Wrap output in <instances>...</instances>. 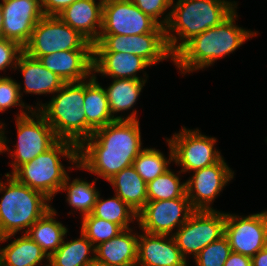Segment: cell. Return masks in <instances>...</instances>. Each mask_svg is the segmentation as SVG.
<instances>
[{
    "instance_id": "6da1fadb",
    "label": "cell",
    "mask_w": 267,
    "mask_h": 266,
    "mask_svg": "<svg viewBox=\"0 0 267 266\" xmlns=\"http://www.w3.org/2000/svg\"><path fill=\"white\" fill-rule=\"evenodd\" d=\"M138 120H115L93 132L78 147L76 168L105 180L133 165L143 150Z\"/></svg>"
},
{
    "instance_id": "7a4b0ae2",
    "label": "cell",
    "mask_w": 267,
    "mask_h": 266,
    "mask_svg": "<svg viewBox=\"0 0 267 266\" xmlns=\"http://www.w3.org/2000/svg\"><path fill=\"white\" fill-rule=\"evenodd\" d=\"M236 9L220 24L189 40L175 55L174 64L181 73L206 68L219 58L233 53L256 32L235 24Z\"/></svg>"
},
{
    "instance_id": "3957f363",
    "label": "cell",
    "mask_w": 267,
    "mask_h": 266,
    "mask_svg": "<svg viewBox=\"0 0 267 266\" xmlns=\"http://www.w3.org/2000/svg\"><path fill=\"white\" fill-rule=\"evenodd\" d=\"M236 6L227 0H172L171 11L163 19L170 52L175 55L194 36L220 24Z\"/></svg>"
},
{
    "instance_id": "277c9868",
    "label": "cell",
    "mask_w": 267,
    "mask_h": 266,
    "mask_svg": "<svg viewBox=\"0 0 267 266\" xmlns=\"http://www.w3.org/2000/svg\"><path fill=\"white\" fill-rule=\"evenodd\" d=\"M4 175L8 186L0 180V192H5L0 200V243L18 231L27 233L52 208L48 204L51 200L44 194L20 183L13 175Z\"/></svg>"
},
{
    "instance_id": "5b68a950",
    "label": "cell",
    "mask_w": 267,
    "mask_h": 266,
    "mask_svg": "<svg viewBox=\"0 0 267 266\" xmlns=\"http://www.w3.org/2000/svg\"><path fill=\"white\" fill-rule=\"evenodd\" d=\"M47 104L35 107L52 127L60 140L80 146L87 139L84 106L85 80L64 83Z\"/></svg>"
},
{
    "instance_id": "8992f818",
    "label": "cell",
    "mask_w": 267,
    "mask_h": 266,
    "mask_svg": "<svg viewBox=\"0 0 267 266\" xmlns=\"http://www.w3.org/2000/svg\"><path fill=\"white\" fill-rule=\"evenodd\" d=\"M60 155L68 158L72 165H78V146L59 139L51 148L20 166L12 175L20 183L52 200V197L61 191L68 176L60 161Z\"/></svg>"
},
{
    "instance_id": "52a82bcc",
    "label": "cell",
    "mask_w": 267,
    "mask_h": 266,
    "mask_svg": "<svg viewBox=\"0 0 267 266\" xmlns=\"http://www.w3.org/2000/svg\"><path fill=\"white\" fill-rule=\"evenodd\" d=\"M16 125L18 141L14 151L7 146L6 142L8 141L5 131L2 129V153L10 151L9 153L14 159L11 161L13 171L7 173L9 175H12L23 164L47 151L59 140L44 116L34 108L31 112L21 109L20 115L18 114L16 117Z\"/></svg>"
},
{
    "instance_id": "ba28073f",
    "label": "cell",
    "mask_w": 267,
    "mask_h": 266,
    "mask_svg": "<svg viewBox=\"0 0 267 266\" xmlns=\"http://www.w3.org/2000/svg\"><path fill=\"white\" fill-rule=\"evenodd\" d=\"M23 49L29 56L38 59L58 51L93 49V45L59 17L43 16Z\"/></svg>"
},
{
    "instance_id": "9c48e42d",
    "label": "cell",
    "mask_w": 267,
    "mask_h": 266,
    "mask_svg": "<svg viewBox=\"0 0 267 266\" xmlns=\"http://www.w3.org/2000/svg\"><path fill=\"white\" fill-rule=\"evenodd\" d=\"M226 213L213 210H195L189 219L171 235L186 259L195 258L210 243L225 235Z\"/></svg>"
},
{
    "instance_id": "30bf717a",
    "label": "cell",
    "mask_w": 267,
    "mask_h": 266,
    "mask_svg": "<svg viewBox=\"0 0 267 266\" xmlns=\"http://www.w3.org/2000/svg\"><path fill=\"white\" fill-rule=\"evenodd\" d=\"M93 52H127L140 56L151 66L172 58L165 38V27L159 25L153 32L140 35H100L93 44Z\"/></svg>"
},
{
    "instance_id": "8fae6325",
    "label": "cell",
    "mask_w": 267,
    "mask_h": 266,
    "mask_svg": "<svg viewBox=\"0 0 267 266\" xmlns=\"http://www.w3.org/2000/svg\"><path fill=\"white\" fill-rule=\"evenodd\" d=\"M172 146L173 161L183 169L179 171H196L214 163L221 158L220 152L214 147L217 139L200 133V130L182 128L172 138L166 139Z\"/></svg>"
},
{
    "instance_id": "7c38bea8",
    "label": "cell",
    "mask_w": 267,
    "mask_h": 266,
    "mask_svg": "<svg viewBox=\"0 0 267 266\" xmlns=\"http://www.w3.org/2000/svg\"><path fill=\"white\" fill-rule=\"evenodd\" d=\"M194 211L185 194L181 198L148 201L137 214V221L143 232L169 237L173 229H179Z\"/></svg>"
},
{
    "instance_id": "4fadbf2b",
    "label": "cell",
    "mask_w": 267,
    "mask_h": 266,
    "mask_svg": "<svg viewBox=\"0 0 267 266\" xmlns=\"http://www.w3.org/2000/svg\"><path fill=\"white\" fill-rule=\"evenodd\" d=\"M159 24L131 0H104L100 35H140L153 32Z\"/></svg>"
},
{
    "instance_id": "5bb4252c",
    "label": "cell",
    "mask_w": 267,
    "mask_h": 266,
    "mask_svg": "<svg viewBox=\"0 0 267 266\" xmlns=\"http://www.w3.org/2000/svg\"><path fill=\"white\" fill-rule=\"evenodd\" d=\"M225 236L233 252L253 257L267 246V211L246 217L226 213Z\"/></svg>"
},
{
    "instance_id": "9a60e30c",
    "label": "cell",
    "mask_w": 267,
    "mask_h": 266,
    "mask_svg": "<svg viewBox=\"0 0 267 266\" xmlns=\"http://www.w3.org/2000/svg\"><path fill=\"white\" fill-rule=\"evenodd\" d=\"M234 177L223 157L205 168L194 171L186 182V195L195 210H213L210 205Z\"/></svg>"
},
{
    "instance_id": "2e32d148",
    "label": "cell",
    "mask_w": 267,
    "mask_h": 266,
    "mask_svg": "<svg viewBox=\"0 0 267 266\" xmlns=\"http://www.w3.org/2000/svg\"><path fill=\"white\" fill-rule=\"evenodd\" d=\"M3 38L24 48L38 21L44 16L40 0H2Z\"/></svg>"
},
{
    "instance_id": "e0dca14e",
    "label": "cell",
    "mask_w": 267,
    "mask_h": 266,
    "mask_svg": "<svg viewBox=\"0 0 267 266\" xmlns=\"http://www.w3.org/2000/svg\"><path fill=\"white\" fill-rule=\"evenodd\" d=\"M38 60L64 83L81 82L93 75V49L58 51Z\"/></svg>"
},
{
    "instance_id": "ac0fdd59",
    "label": "cell",
    "mask_w": 267,
    "mask_h": 266,
    "mask_svg": "<svg viewBox=\"0 0 267 266\" xmlns=\"http://www.w3.org/2000/svg\"><path fill=\"white\" fill-rule=\"evenodd\" d=\"M144 232L138 236V258L136 266H188L171 235Z\"/></svg>"
},
{
    "instance_id": "d6986e66",
    "label": "cell",
    "mask_w": 267,
    "mask_h": 266,
    "mask_svg": "<svg viewBox=\"0 0 267 266\" xmlns=\"http://www.w3.org/2000/svg\"><path fill=\"white\" fill-rule=\"evenodd\" d=\"M103 2L104 0L97 3L95 0H77L57 17L93 45L98 41L102 30Z\"/></svg>"
},
{
    "instance_id": "ffe728a7",
    "label": "cell",
    "mask_w": 267,
    "mask_h": 266,
    "mask_svg": "<svg viewBox=\"0 0 267 266\" xmlns=\"http://www.w3.org/2000/svg\"><path fill=\"white\" fill-rule=\"evenodd\" d=\"M149 66L140 56L127 52H93V72L113 79L147 80L136 74Z\"/></svg>"
},
{
    "instance_id": "44dd1931",
    "label": "cell",
    "mask_w": 267,
    "mask_h": 266,
    "mask_svg": "<svg viewBox=\"0 0 267 266\" xmlns=\"http://www.w3.org/2000/svg\"><path fill=\"white\" fill-rule=\"evenodd\" d=\"M124 229L117 236L95 247V259L109 266H136L138 258V234Z\"/></svg>"
},
{
    "instance_id": "7402d4cb",
    "label": "cell",
    "mask_w": 267,
    "mask_h": 266,
    "mask_svg": "<svg viewBox=\"0 0 267 266\" xmlns=\"http://www.w3.org/2000/svg\"><path fill=\"white\" fill-rule=\"evenodd\" d=\"M16 69H20L24 77V92L31 94H55L64 82L54 73L44 67L41 62L22 52L18 58Z\"/></svg>"
},
{
    "instance_id": "603a6c76",
    "label": "cell",
    "mask_w": 267,
    "mask_h": 266,
    "mask_svg": "<svg viewBox=\"0 0 267 266\" xmlns=\"http://www.w3.org/2000/svg\"><path fill=\"white\" fill-rule=\"evenodd\" d=\"M96 75L85 80L84 106L87 122V139L94 131L114 122L116 119L111 115L105 90L98 81Z\"/></svg>"
},
{
    "instance_id": "cb8c5ba5",
    "label": "cell",
    "mask_w": 267,
    "mask_h": 266,
    "mask_svg": "<svg viewBox=\"0 0 267 266\" xmlns=\"http://www.w3.org/2000/svg\"><path fill=\"white\" fill-rule=\"evenodd\" d=\"M108 182L114 187L115 195L137 214L148 202L147 183L140 177L133 166L122 169Z\"/></svg>"
},
{
    "instance_id": "d4e9b609",
    "label": "cell",
    "mask_w": 267,
    "mask_h": 266,
    "mask_svg": "<svg viewBox=\"0 0 267 266\" xmlns=\"http://www.w3.org/2000/svg\"><path fill=\"white\" fill-rule=\"evenodd\" d=\"M145 82L146 80L113 79L112 84L108 88H104L113 118L116 120H138L136 110L124 118L122 115L115 117L114 114L130 110L134 106Z\"/></svg>"
},
{
    "instance_id": "484cf974",
    "label": "cell",
    "mask_w": 267,
    "mask_h": 266,
    "mask_svg": "<svg viewBox=\"0 0 267 266\" xmlns=\"http://www.w3.org/2000/svg\"><path fill=\"white\" fill-rule=\"evenodd\" d=\"M57 212L54 208L40 217L26 233L44 253L50 257L61 245L68 232L67 227L56 221Z\"/></svg>"
},
{
    "instance_id": "4316f807",
    "label": "cell",
    "mask_w": 267,
    "mask_h": 266,
    "mask_svg": "<svg viewBox=\"0 0 267 266\" xmlns=\"http://www.w3.org/2000/svg\"><path fill=\"white\" fill-rule=\"evenodd\" d=\"M45 258L49 261L41 247L26 233L0 248V266H37Z\"/></svg>"
},
{
    "instance_id": "83f0119b",
    "label": "cell",
    "mask_w": 267,
    "mask_h": 266,
    "mask_svg": "<svg viewBox=\"0 0 267 266\" xmlns=\"http://www.w3.org/2000/svg\"><path fill=\"white\" fill-rule=\"evenodd\" d=\"M81 238L67 241L63 240L62 245L49 257V266H88L95 255L94 245L81 232Z\"/></svg>"
},
{
    "instance_id": "f1b7e54d",
    "label": "cell",
    "mask_w": 267,
    "mask_h": 266,
    "mask_svg": "<svg viewBox=\"0 0 267 266\" xmlns=\"http://www.w3.org/2000/svg\"><path fill=\"white\" fill-rule=\"evenodd\" d=\"M69 181L70 178L67 176L61 187V190L67 191V202L71 208L74 207L76 211L79 210L82 216L91 214L99 195L95 181L89 183L78 178L73 179L72 182Z\"/></svg>"
},
{
    "instance_id": "f546056e",
    "label": "cell",
    "mask_w": 267,
    "mask_h": 266,
    "mask_svg": "<svg viewBox=\"0 0 267 266\" xmlns=\"http://www.w3.org/2000/svg\"><path fill=\"white\" fill-rule=\"evenodd\" d=\"M101 199L99 193L92 212L95 217L115 223L123 230L129 228V222H133V219H137V213L117 195L110 199Z\"/></svg>"
},
{
    "instance_id": "4dcf8cb0",
    "label": "cell",
    "mask_w": 267,
    "mask_h": 266,
    "mask_svg": "<svg viewBox=\"0 0 267 266\" xmlns=\"http://www.w3.org/2000/svg\"><path fill=\"white\" fill-rule=\"evenodd\" d=\"M167 142L170 147V157L168 160L159 150L144 148L133 161L132 166L146 183L163 174L169 169L168 165L173 162L172 146L168 140Z\"/></svg>"
},
{
    "instance_id": "1f68e13d",
    "label": "cell",
    "mask_w": 267,
    "mask_h": 266,
    "mask_svg": "<svg viewBox=\"0 0 267 266\" xmlns=\"http://www.w3.org/2000/svg\"><path fill=\"white\" fill-rule=\"evenodd\" d=\"M185 194L186 182L181 184L180 178L170 169L147 183L148 201L181 198Z\"/></svg>"
},
{
    "instance_id": "d6a6232c",
    "label": "cell",
    "mask_w": 267,
    "mask_h": 266,
    "mask_svg": "<svg viewBox=\"0 0 267 266\" xmlns=\"http://www.w3.org/2000/svg\"><path fill=\"white\" fill-rule=\"evenodd\" d=\"M123 229L112 222L95 217L92 213L82 216L81 232L94 245L110 240L121 233Z\"/></svg>"
},
{
    "instance_id": "836d02e7",
    "label": "cell",
    "mask_w": 267,
    "mask_h": 266,
    "mask_svg": "<svg viewBox=\"0 0 267 266\" xmlns=\"http://www.w3.org/2000/svg\"><path fill=\"white\" fill-rule=\"evenodd\" d=\"M231 252L228 238L224 235L201 250L194 261L197 266H224Z\"/></svg>"
},
{
    "instance_id": "e575fe53",
    "label": "cell",
    "mask_w": 267,
    "mask_h": 266,
    "mask_svg": "<svg viewBox=\"0 0 267 266\" xmlns=\"http://www.w3.org/2000/svg\"><path fill=\"white\" fill-rule=\"evenodd\" d=\"M21 85L11 77L0 76V112L6 111L8 108L19 105L25 108L28 112L33 109L31 106H25L22 102Z\"/></svg>"
},
{
    "instance_id": "d590c367",
    "label": "cell",
    "mask_w": 267,
    "mask_h": 266,
    "mask_svg": "<svg viewBox=\"0 0 267 266\" xmlns=\"http://www.w3.org/2000/svg\"><path fill=\"white\" fill-rule=\"evenodd\" d=\"M143 13L149 15L159 25L164 27L163 14L172 4V0H131ZM160 19V20H159Z\"/></svg>"
},
{
    "instance_id": "8d00e7d4",
    "label": "cell",
    "mask_w": 267,
    "mask_h": 266,
    "mask_svg": "<svg viewBox=\"0 0 267 266\" xmlns=\"http://www.w3.org/2000/svg\"><path fill=\"white\" fill-rule=\"evenodd\" d=\"M23 51L24 49L18 43L0 38V70H5L6 67L15 69L18 58Z\"/></svg>"
},
{
    "instance_id": "74e56055",
    "label": "cell",
    "mask_w": 267,
    "mask_h": 266,
    "mask_svg": "<svg viewBox=\"0 0 267 266\" xmlns=\"http://www.w3.org/2000/svg\"><path fill=\"white\" fill-rule=\"evenodd\" d=\"M77 0H40L44 16H58L66 7Z\"/></svg>"
},
{
    "instance_id": "f35d334b",
    "label": "cell",
    "mask_w": 267,
    "mask_h": 266,
    "mask_svg": "<svg viewBox=\"0 0 267 266\" xmlns=\"http://www.w3.org/2000/svg\"><path fill=\"white\" fill-rule=\"evenodd\" d=\"M224 266H252L251 257L232 251Z\"/></svg>"
},
{
    "instance_id": "ab89813d",
    "label": "cell",
    "mask_w": 267,
    "mask_h": 266,
    "mask_svg": "<svg viewBox=\"0 0 267 266\" xmlns=\"http://www.w3.org/2000/svg\"><path fill=\"white\" fill-rule=\"evenodd\" d=\"M252 266H267V246L251 257Z\"/></svg>"
},
{
    "instance_id": "60d3db41",
    "label": "cell",
    "mask_w": 267,
    "mask_h": 266,
    "mask_svg": "<svg viewBox=\"0 0 267 266\" xmlns=\"http://www.w3.org/2000/svg\"><path fill=\"white\" fill-rule=\"evenodd\" d=\"M3 12L1 9V4H0V38H3Z\"/></svg>"
},
{
    "instance_id": "b9f144b4",
    "label": "cell",
    "mask_w": 267,
    "mask_h": 266,
    "mask_svg": "<svg viewBox=\"0 0 267 266\" xmlns=\"http://www.w3.org/2000/svg\"><path fill=\"white\" fill-rule=\"evenodd\" d=\"M88 266H109V265L94 259Z\"/></svg>"
},
{
    "instance_id": "7bdbcfd3",
    "label": "cell",
    "mask_w": 267,
    "mask_h": 266,
    "mask_svg": "<svg viewBox=\"0 0 267 266\" xmlns=\"http://www.w3.org/2000/svg\"><path fill=\"white\" fill-rule=\"evenodd\" d=\"M5 124H1L0 123V153H2V127L4 126Z\"/></svg>"
}]
</instances>
